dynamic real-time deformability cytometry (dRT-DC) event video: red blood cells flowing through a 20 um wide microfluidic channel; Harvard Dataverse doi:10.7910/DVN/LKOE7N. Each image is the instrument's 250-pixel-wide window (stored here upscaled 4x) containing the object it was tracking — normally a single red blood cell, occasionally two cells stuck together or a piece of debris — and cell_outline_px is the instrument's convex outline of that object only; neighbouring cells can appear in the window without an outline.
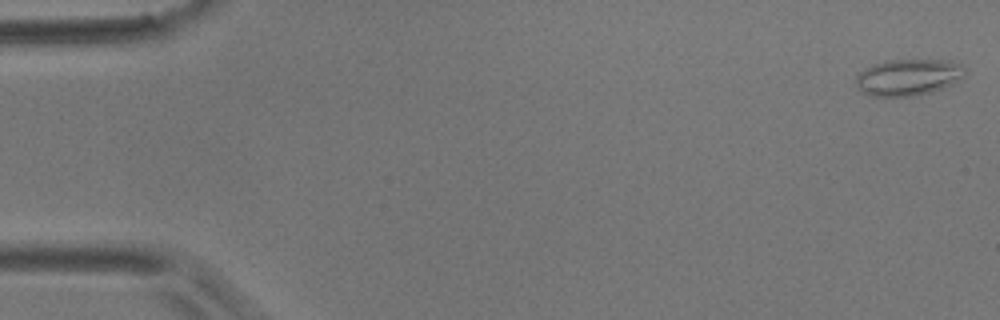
{"species": "common noctule bat (a hibernating species)", "species_latin": "Nyctalus noctula", "temperature_condition": "room temperature", "stored_images_in_passage": 56, "camera_frame_rate_fps": 3000, "um_per_image_px": 0.085, "animal": {"sex": "male", "body_mass_g": 17.9}, "frame": {"image": 1, "passage_image": 1, "time_ms": 0.0, "image_size_px": [1000, 320], "cell_outline_px": [[964, 76], [952, 84], [928, 92], [912, 96], [868, 96], [856, 88], [856, 76], [864, 68], [872, 64], [884, 60], [952, 60], [960, 64], [964, 68]], "centroid_in_image_um": [77.14, 6.55], "position_along_channel_um": 7.9, "area_um2": 23.24}}
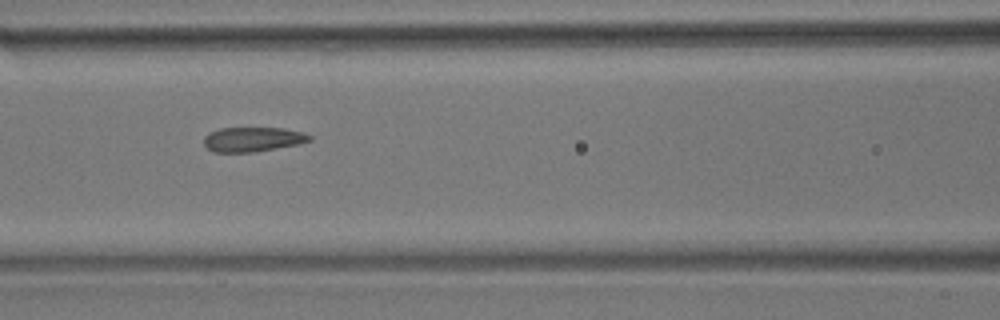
{"frame": {"image": 2, "passage_image": 24, "time_ms": 7.667, "image_size_px": [1000, 320], "cell_outline_px": [[312, 140], [300, 144], [256, 152], [212, 152], [204, 144], [204, 136], [220, 128], [284, 128], [304, 132], [312, 136]], "centroid_in_image_um": [21.53, 11.85], "position_along_channel_um": 145.1, "area_um2": 15.26}}
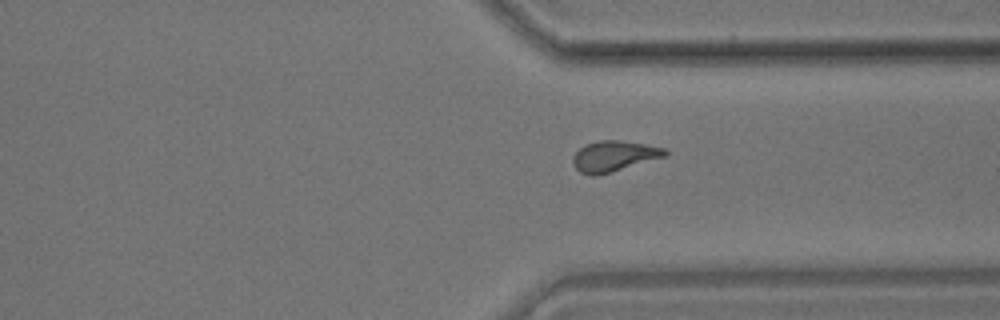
{"frame": {"image": 3, "passage_image": 42, "time_ms": 13.667, "image_size_px": [1000, 320], "cell_outline_px": [[668, 156], [612, 172], [592, 176], [580, 172], [572, 164], [572, 156], [584, 144], [600, 140], [620, 140], [668, 148]], "centroid_in_image_um": [52.21, 13.27], "position_along_channel_um": 359.2, "area_um2": 16.7}, "authors_computed_cell_mechanics": {"area_um2": 16.184, "velocity_mm_per_s": 3.5713, "shape_relaxation_time_tau1_ms": null, "shape_relaxation_time_tau2_ms": 1.6027, "deformation_change_tau1": null, "deformation_change_tau2": 0.0883}}